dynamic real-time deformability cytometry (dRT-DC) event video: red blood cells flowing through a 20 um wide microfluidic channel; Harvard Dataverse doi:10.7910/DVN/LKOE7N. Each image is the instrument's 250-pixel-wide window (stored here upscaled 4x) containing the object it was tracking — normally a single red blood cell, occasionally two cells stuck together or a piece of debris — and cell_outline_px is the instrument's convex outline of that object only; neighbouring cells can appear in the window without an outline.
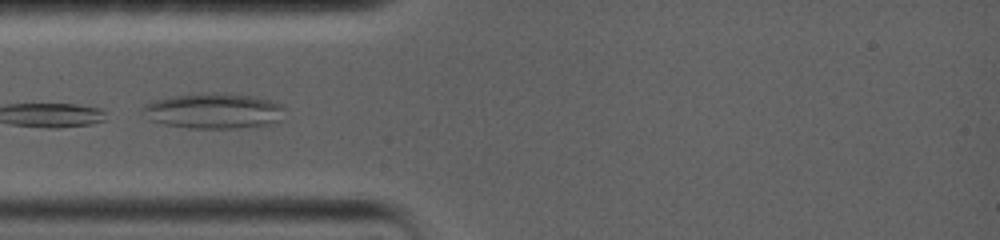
{"species": "common noctule bat (a hibernating species)", "species_latin": "Nyctalus noctula", "temperature_condition": "warm", "stored_images_in_passage": 15, "camera_frame_rate_fps": 5000, "um_per_image_px": 0.085, "animal": {"sex": "female", "body_mass_g": 19.0, "forearm_length_mm": 56.7}, "frame": {"image": 1, "passage_image": 1, "time_ms": 0.0, "image_size_px": [1000, 240], "cell_outline_px": [[284, 108], [280, 120], [268, 124], [232, 128], [188, 128], [164, 124], [152, 120], [140, 112], [140, 108], [144, 104], [152, 100], [172, 96], [212, 92], [220, 92], [256, 96], [284, 104]], "centroid_in_image_um": [18.13, 9.4], "position_along_channel_um": 66.9, "area_um2": 29.54}}